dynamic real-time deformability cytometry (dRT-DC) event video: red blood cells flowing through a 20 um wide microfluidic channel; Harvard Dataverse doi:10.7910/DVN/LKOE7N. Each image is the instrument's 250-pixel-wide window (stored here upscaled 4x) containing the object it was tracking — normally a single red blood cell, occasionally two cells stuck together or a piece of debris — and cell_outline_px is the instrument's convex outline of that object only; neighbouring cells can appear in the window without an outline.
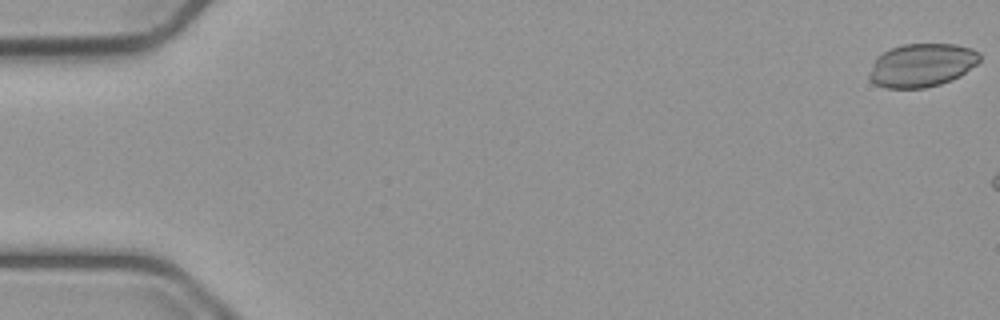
{"species": "common noctule bat (a hibernating species)", "species_latin": "Nyctalus noctula", "temperature_condition": "cold", "stored_images_in_passage": 6, "camera_frame_rate_fps": 3000, "um_per_image_px": 0.085, "animal": {"sex": "male", "body_mass_g": 23.1, "forearm_length_mm": 52.7}, "frame": {"image": 1, "passage_image": 1, "time_ms": 0.0, "image_size_px": [1000, 320], "cell_outline_px": [[980, 60], [976, 64], [960, 76], [952, 80], [940, 84], [924, 88], [884, 88], [868, 80], [868, 72], [876, 56], [888, 48], [904, 44], [956, 44], [972, 48], [980, 52]], "centroid_in_image_um": [78.32, 5.54], "position_along_channel_um": 6.7, "area_um2": 28.32}}